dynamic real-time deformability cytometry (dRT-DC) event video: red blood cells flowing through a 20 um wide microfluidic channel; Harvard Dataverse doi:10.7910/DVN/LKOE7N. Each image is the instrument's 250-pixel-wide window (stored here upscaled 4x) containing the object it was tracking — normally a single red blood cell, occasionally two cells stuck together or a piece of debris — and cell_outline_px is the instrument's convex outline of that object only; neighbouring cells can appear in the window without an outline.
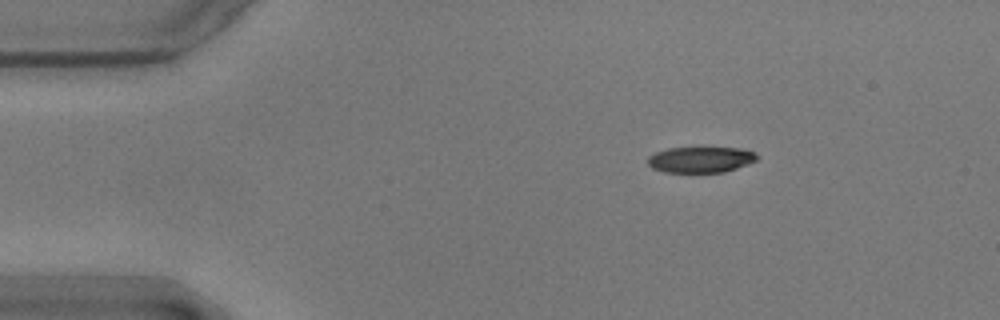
{"species": "common noctule bat (a hibernating species)", "species_latin": "Nyctalus noctula", "temperature_condition": "warm", "stored_images_in_passage": 49, "camera_frame_rate_fps": 3000, "um_per_image_px": 0.085, "animal": {"sex": "male", "body_mass_g": 17.9}, "frame": {"image": 1, "passage_image": 1, "time_ms": 0.0, "image_size_px": [1000, 320], "cell_outline_px": [[760, 156], [756, 160], [748, 164], [724, 172], [664, 172], [652, 168], [648, 164], [648, 156], [656, 152], [668, 148], [740, 148], [756, 152]], "centroid_in_image_um": [59.57, 13.56], "position_along_channel_um": 25.4, "area_um2": 16.47}}
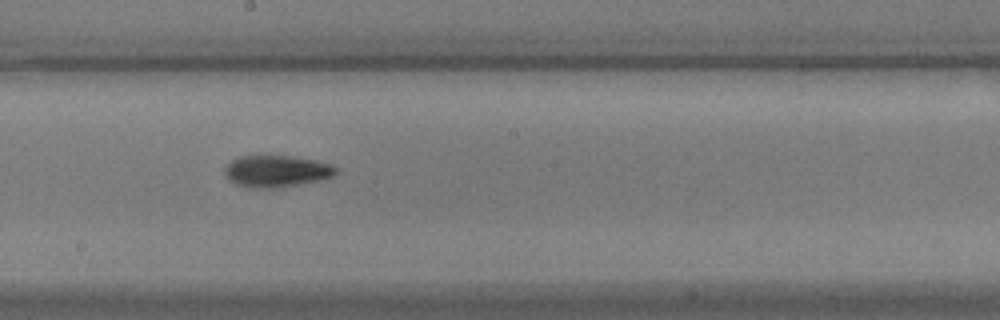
{"frame": {"image": 2, "passage_image": 23, "time_ms": 7.333, "image_size_px": [1000, 320], "cell_outline_px": [[336, 172], [332, 176], [320, 180], [276, 188], [244, 188], [232, 184], [224, 176], [224, 168], [232, 160], [240, 156], [292, 156], [316, 160], [332, 164], [336, 168]], "centroid_in_image_um": [23.44, 14.56], "position_along_channel_um": 224.8, "area_um2": 20.81}}
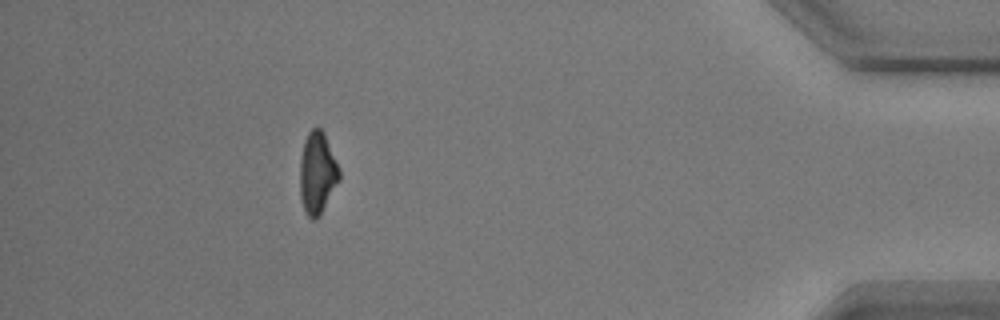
{"frame": {"image": 3, "passage_image": 43, "time_ms": 14.0, "image_size_px": [1000, 320], "cell_outline_px": [[340, 180], [320, 216], [316, 220], [312, 220], [304, 212], [300, 196], [300, 160], [304, 140], [308, 132], [316, 124], [324, 132], [340, 168]], "centroid_in_image_um": [26.98, 14.7], "position_along_channel_um": 408.2, "area_um2": 19.25}, "authors_computed_cell_mechanics": {"area_um2": 19.1318, "velocity_mm_per_s": 3.5679, "shape_relaxation_time_tau1_ms": 4.1372, "shape_relaxation_time_tau2_ms": 5.8867, "deformation_change_tau1": 0.1583, "deformation_change_tau2": 0.1418}}